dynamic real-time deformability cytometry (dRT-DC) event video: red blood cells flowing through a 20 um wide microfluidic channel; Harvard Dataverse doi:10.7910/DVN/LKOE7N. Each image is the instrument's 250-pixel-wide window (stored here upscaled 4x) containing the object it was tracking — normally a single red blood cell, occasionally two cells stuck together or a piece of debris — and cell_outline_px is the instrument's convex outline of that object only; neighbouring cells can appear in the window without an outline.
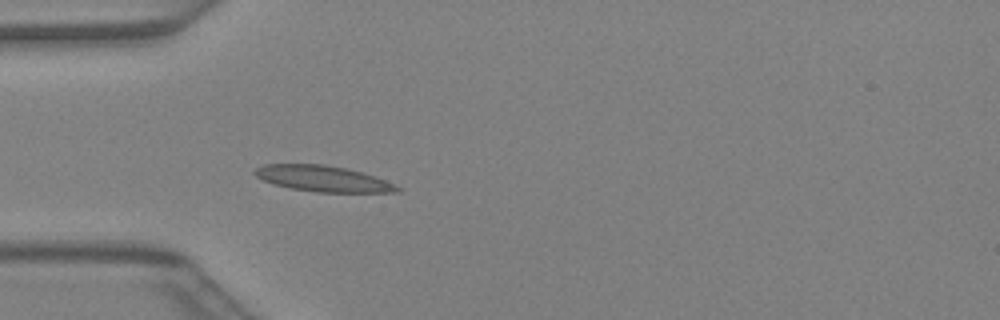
{"species": "Egyptian fruit bat (a non-hibernating species)", "species_latin": "Rousettus aegyptiacus", "temperature_condition": "warm", "stored_images_in_passage": 34, "camera_frame_rate_fps": 3000, "um_per_image_px": 0.085, "animal": {"sex": "female"}, "frame": {"image": 1, "passage_image": 6, "time_ms": 1.667, "image_size_px": [1000, 320], "cell_outline_px": [[404, 188], [400, 192], [316, 192], [292, 188], [272, 184], [256, 176], [252, 172], [256, 168], [264, 164], [324, 164], [364, 172], [376, 176]], "centroid_in_image_um": [27.49, 15.18], "position_along_channel_um": 57.5, "area_um2": 21.62}}
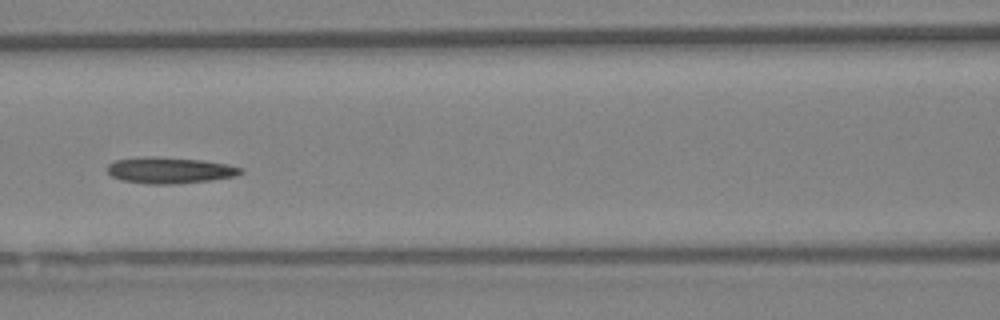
{"frame": {"image": 2, "passage_image": 12, "time_ms": 3.667, "image_size_px": [1000, 320], "cell_outline_px": [[244, 172], [236, 176], [208, 180], [172, 184], [148, 184], [120, 180], [112, 176], [108, 172], [108, 164], [116, 160], [144, 156], [152, 156], [204, 160], [228, 164], [244, 168]], "centroid_in_image_um": [14.44, 14.47], "position_along_channel_um": 152.2, "area_um2": 20.46}}
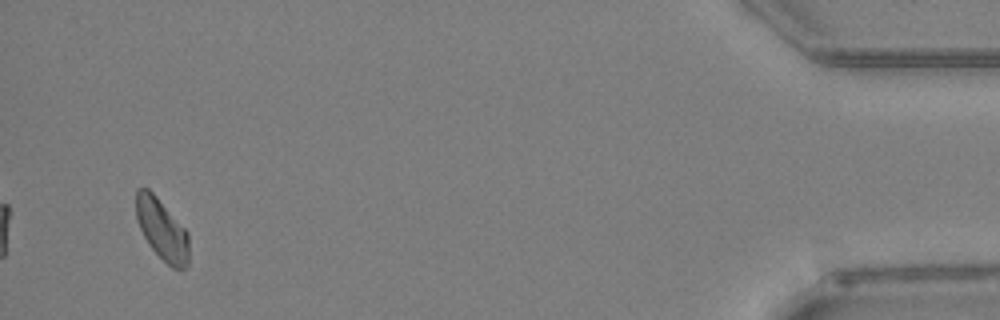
{"frame": {"image": 3, "passage_image": 33, "time_ms": 10.667, "image_size_px": [1000, 320], "cell_outline_px": [[188, 264], [180, 272], [172, 268], [148, 244], [140, 228], [136, 216], [136, 188], [148, 188], [156, 196], [188, 232]], "centroid_in_image_um": [13.77, 19.52], "position_along_channel_um": 421.4, "area_um2": 18.67}}